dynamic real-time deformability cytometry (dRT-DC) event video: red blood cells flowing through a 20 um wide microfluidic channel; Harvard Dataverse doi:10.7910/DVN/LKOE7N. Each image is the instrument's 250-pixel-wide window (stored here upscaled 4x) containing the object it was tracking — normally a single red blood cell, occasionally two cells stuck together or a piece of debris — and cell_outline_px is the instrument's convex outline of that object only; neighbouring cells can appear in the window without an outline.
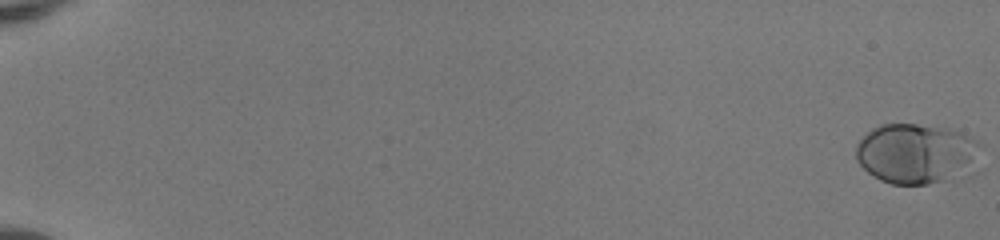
{"species": "human", "species_latin": "Homo sapiens", "temperature_condition": "room temperature", "stored_images_in_passage": 53, "camera_frame_rate_fps": 3000, "um_per_image_px": 0.085, "donor": {"sex": "female"}, "frame": {"image": 1, "passage_image": 1, "time_ms": 0.0, "image_size_px": [1000, 240], "cell_outline_px": [[980, 144], [976, 172], [972, 176], [928, 184], [892, 184], [880, 180], [868, 172], [856, 160], [856, 144], [872, 128], [880, 124], [916, 124], [948, 128], [972, 136], [980, 140]], "centroid_in_image_um": [77.99, 13.08], "position_along_channel_um": 7.0, "area_um2": 44.85}}
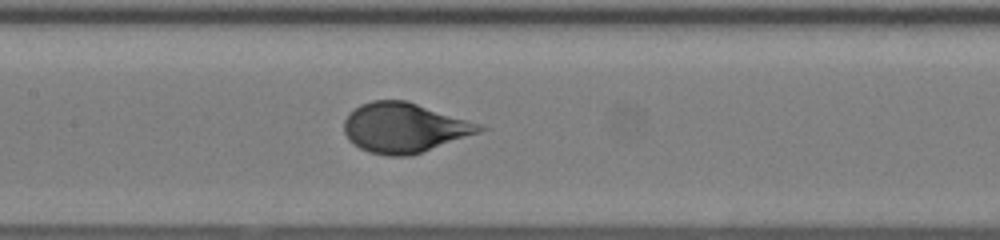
{"frame": {"image": 2, "passage_image": 29, "time_ms": 9.333, "image_size_px": [1000, 240], "cell_outline_px": [[488, 128], [480, 132], [408, 156], [388, 156], [368, 152], [360, 148], [348, 140], [344, 132], [344, 120], [348, 112], [360, 104], [372, 100], [408, 100], [480, 124]], "centroid_in_image_um": [34.31, 10.84], "position_along_channel_um": 173.1, "area_um2": 39.19}}
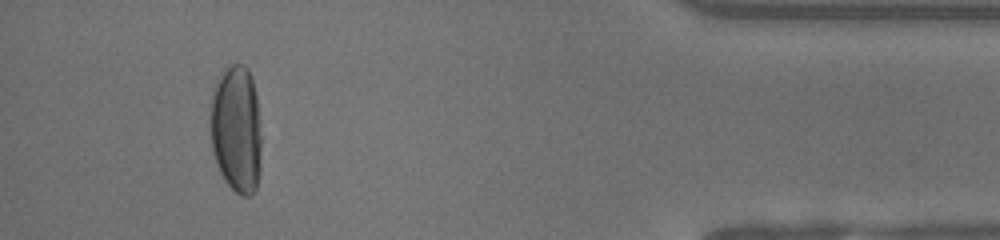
{"frame": {"image": 3, "passage_image": 50, "time_ms": 16.333, "image_size_px": [1000, 240], "cell_outline_px": [[260, 172], [256, 188], [248, 196], [244, 196], [236, 192], [224, 180], [216, 164], [212, 148], [212, 96], [216, 80], [224, 68], [232, 64], [244, 64], [248, 68], [252, 76], [256, 96], [260, 136]], "centroid_in_image_um": [20.1, 10.96], "position_along_channel_um": 415.1, "area_um2": 37.74}, "authors_computed_cell_mechanics": {"area_um2": 39.1884, "velocity_mm_per_s": 4.0913, "shape_relaxation_time_tau1_ms": 3.9464, "shape_relaxation_time_tau2_ms": null, "deformation_change_tau1": 0.2159, "deformation_change_tau2": null}}